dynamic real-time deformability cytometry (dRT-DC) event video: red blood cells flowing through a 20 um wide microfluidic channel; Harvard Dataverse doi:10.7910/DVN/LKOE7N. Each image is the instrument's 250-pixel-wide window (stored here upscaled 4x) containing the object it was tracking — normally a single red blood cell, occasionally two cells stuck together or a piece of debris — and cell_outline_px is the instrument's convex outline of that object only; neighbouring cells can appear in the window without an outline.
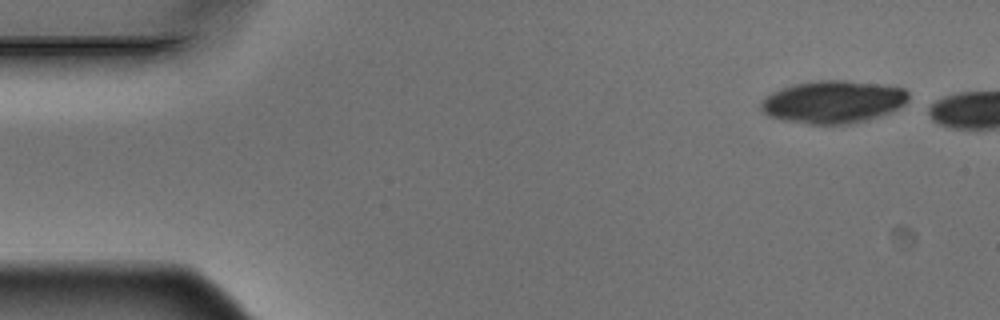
{"species": "Egyptian fruit bat (a non-hibernating species)", "species_latin": "Rousettus aegyptiacus", "temperature_condition": "warm", "stored_images_in_passage": 6, "segment_of_instrument_passage": [2, 2], "camera_frame_rate_fps": 3000, "um_per_image_px": 0.085, "animal": {"sex": "male"}, "frame": {"image": 1, "passage_image": 6, "time_ms": 1.667, "image_size_px": [1000, 320], "cell_outline_px": [[908, 100], [900, 108], [892, 112], [864, 120], [848, 124], [808, 124], [784, 120], [768, 116], [760, 108], [760, 104], [772, 92], [792, 84], [820, 80], [844, 80], [880, 84], [904, 88], [908, 92]], "centroid_in_image_um": [70.83, 8.65], "position_along_channel_um": 14.2, "area_um2": 36.53}}